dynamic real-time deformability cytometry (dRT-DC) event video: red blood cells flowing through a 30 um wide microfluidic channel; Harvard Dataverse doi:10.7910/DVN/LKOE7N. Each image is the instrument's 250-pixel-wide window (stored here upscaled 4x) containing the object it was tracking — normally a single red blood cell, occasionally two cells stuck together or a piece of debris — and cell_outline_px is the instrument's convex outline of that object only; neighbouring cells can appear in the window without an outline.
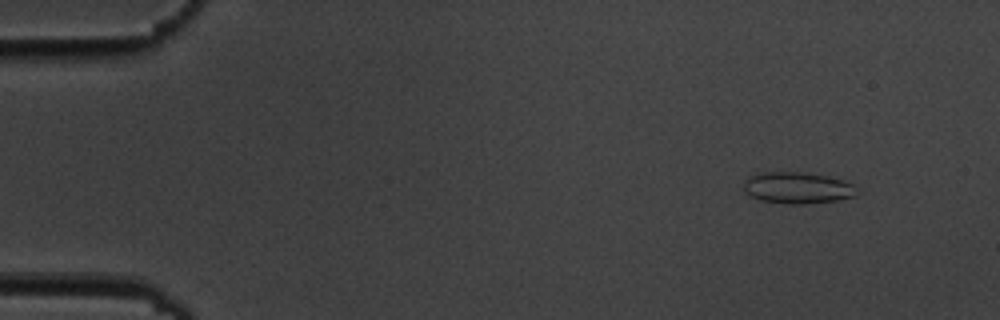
{"species": "common noctule bat (a hibernating species)", "species_latin": "Nyctalus noctula", "temperature_condition": "cold", "stored_images_in_passage": 8, "camera_frame_rate_fps": 3000, "um_per_image_px": 0.085, "animal": {"sex": "male", "body_mass_g": 19.5, "forearm_length_mm": 54.6}, "frame": {"image": 1, "passage_image": 2, "time_ms": 1.333, "image_size_px": [1000, 320], "cell_outline_px": [[864, 192], [856, 196], [836, 200], [804, 204], [788, 204], [760, 200], [744, 192], [744, 184], [748, 176], [760, 172], [796, 172], [828, 176], [844, 180], [860, 188]], "centroid_in_image_um": [67.85, 15.97], "position_along_channel_um": 17.1, "area_um2": 21.04}}
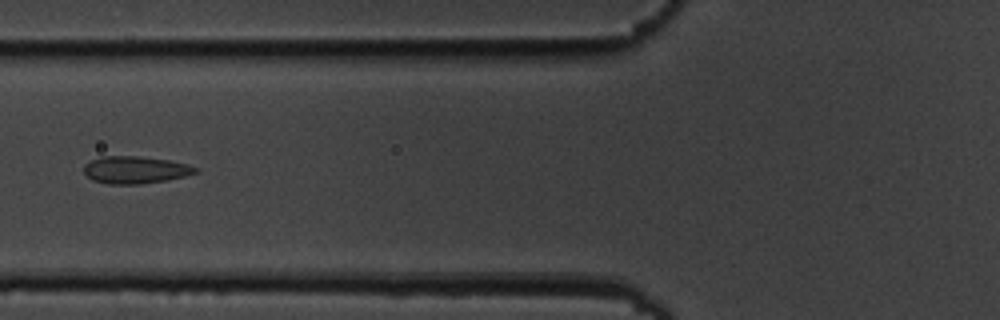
{"frame": {"image": 2, "passage_image": 7, "time_ms": 7.0, "image_size_px": [1000, 320], "cell_outline_px": [[200, 168], [196, 172], [184, 176], [168, 180], [140, 184], [108, 184], [92, 180], [84, 172], [84, 164], [100, 156], [140, 156], [168, 160], [188, 164]], "centroid_in_image_um": [11.5, 14.44], "position_along_channel_um": 114.3, "area_um2": 17.8}}
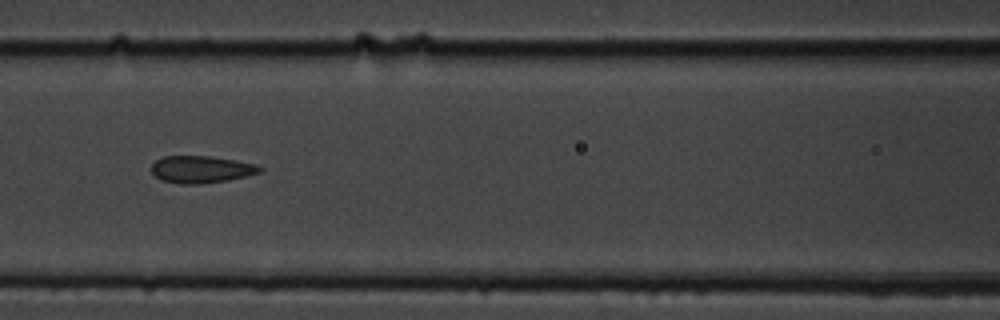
{"frame": {"image": 3, "passage_image": 8, "time_ms": 8.0, "image_size_px": [1000, 320], "cell_outline_px": [[264, 168], [260, 172], [248, 176], [228, 180], [200, 184], [180, 184], [160, 180], [152, 172], [152, 164], [156, 160], [164, 156], [212, 156], [236, 160], [256, 164]], "centroid_in_image_um": [17.12, 14.4], "position_along_channel_um": 149.5, "area_um2": 17.28}}